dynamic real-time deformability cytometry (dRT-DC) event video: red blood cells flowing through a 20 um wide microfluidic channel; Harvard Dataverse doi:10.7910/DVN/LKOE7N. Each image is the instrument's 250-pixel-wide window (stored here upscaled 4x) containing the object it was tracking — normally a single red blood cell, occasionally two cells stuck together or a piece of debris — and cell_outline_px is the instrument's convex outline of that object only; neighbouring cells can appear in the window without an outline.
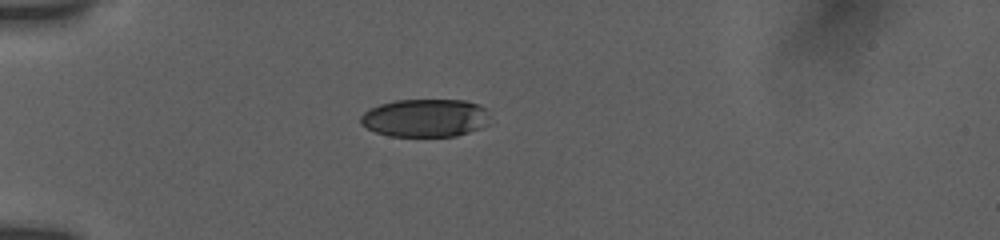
{"species": "human", "species_latin": "Homo sapiens", "temperature_condition": "room temperature", "stored_images_in_passage": 16, "camera_frame_rate_fps": 3000, "um_per_image_px": 0.085, "donor": {"sex": "female"}, "frame": {"image": 1, "passage_image": 12, "time_ms": 5.667, "image_size_px": [1000, 240], "cell_outline_px": [[484, 108], [476, 128], [468, 132], [456, 136], [392, 136], [376, 132], [360, 124], [360, 116], [364, 112], [380, 104], [396, 100], [464, 100], [476, 104]], "centroid_in_image_um": [35.95, 10.02], "position_along_channel_um": 49.0, "area_um2": 27.46}}
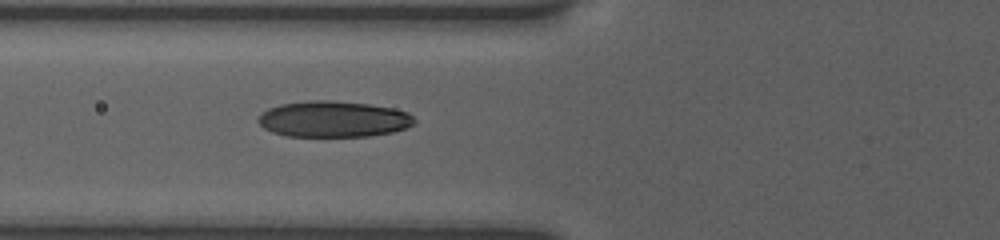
{"frame": {"image": 2, "passage_image": 16, "time_ms": 7.667, "image_size_px": [1000, 240], "cell_outline_px": [[416, 120], [412, 124], [404, 128], [392, 132], [368, 136], [288, 136], [272, 132], [264, 128], [260, 124], [260, 116], [268, 108], [280, 104], [308, 100], [332, 100], [368, 104], [392, 108], [408, 112]], "centroid_in_image_um": [28.34, 10.12], "position_along_channel_um": 97.5, "area_um2": 32.6}}